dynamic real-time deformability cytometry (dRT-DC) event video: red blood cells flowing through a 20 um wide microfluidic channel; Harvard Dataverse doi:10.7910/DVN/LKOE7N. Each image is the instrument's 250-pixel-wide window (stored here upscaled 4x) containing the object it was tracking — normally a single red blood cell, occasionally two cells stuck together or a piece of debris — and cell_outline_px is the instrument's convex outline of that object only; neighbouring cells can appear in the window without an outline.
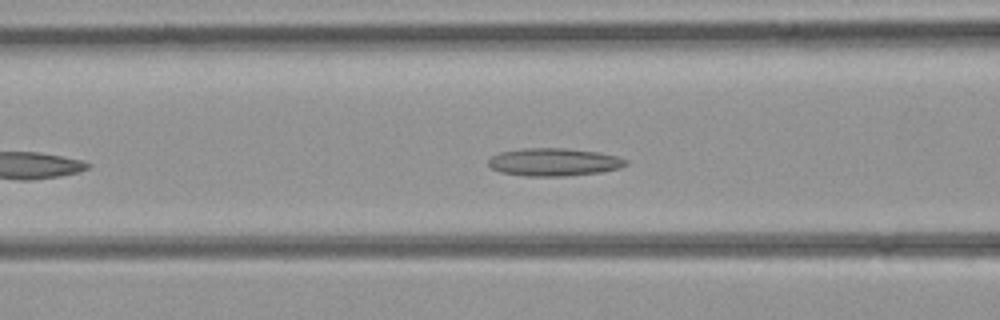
{"species": "common noctule bat (a hibernating species)", "species_latin": "Nyctalus noctula", "temperature_condition": "room temperature", "stored_images_in_passage": 28, "camera_frame_rate_fps": 3000, "um_per_image_px": 0.085, "animal": {"sex": "female", "body_mass_g": 21.9}, "frame": {"image": 1, "passage_image": 8, "time_ms": 2.333, "image_size_px": [1000, 320], "cell_outline_px": [[628, 164], [620, 168], [600, 172], [564, 176], [524, 176], [500, 172], [492, 168], [488, 164], [488, 160], [492, 156], [500, 152], [520, 148], [568, 148], [600, 152], [620, 156], [628, 160]], "centroid_in_image_um": [47.11, 13.76], "position_along_channel_um": 119.5, "area_um2": 22.54}}
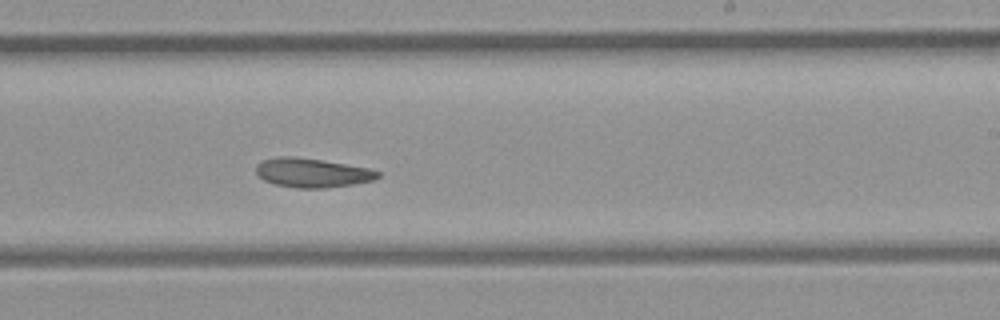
{"frame": {"image": 2, "passage_image": 17, "time_ms": 5.333, "image_size_px": [1000, 320], "cell_outline_px": [[380, 176], [372, 180], [352, 184], [324, 188], [296, 188], [276, 184], [264, 180], [256, 172], [256, 164], [260, 160], [276, 156], [292, 156], [320, 160], [368, 168], [380, 172]], "centroid_in_image_um": [26.48, 14.68], "position_along_channel_um": 262.5, "area_um2": 20.52}}
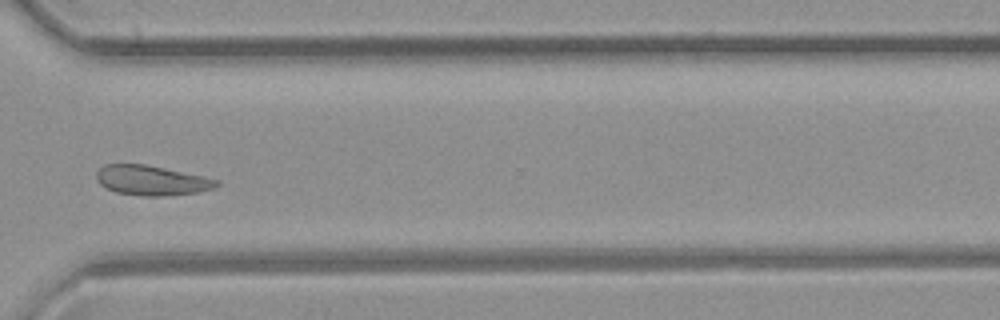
{"frame": {"image": 3, "passage_image": 23, "time_ms": 7.333, "image_size_px": [1000, 320], "cell_outline_px": [[220, 184], [212, 188], [200, 192], [164, 196], [140, 196], [116, 192], [104, 188], [96, 180], [96, 172], [104, 164], [144, 164], [204, 176], [220, 180]], "centroid_in_image_um": [12.87, 15.34], "position_along_channel_um": 357.7, "area_um2": 21.04}}